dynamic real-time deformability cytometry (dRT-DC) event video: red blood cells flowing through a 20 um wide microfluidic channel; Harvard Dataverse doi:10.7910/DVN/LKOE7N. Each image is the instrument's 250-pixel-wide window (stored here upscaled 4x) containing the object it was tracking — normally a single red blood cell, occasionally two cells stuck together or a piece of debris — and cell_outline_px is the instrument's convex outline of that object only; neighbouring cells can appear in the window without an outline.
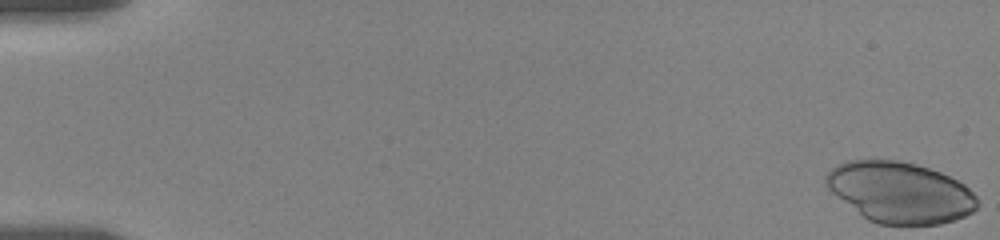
{"species": "human", "species_latin": "Homo sapiens", "temperature_condition": "room temperature", "stored_images_in_passage": 13, "camera_frame_rate_fps": 3000, "um_per_image_px": 0.085, "donor": {"sex": "female"}, "frame": {"image": 1, "passage_image": 1, "time_ms": 0.0, "image_size_px": [1000, 240], "cell_outline_px": [[976, 208], [972, 212], [956, 220], [940, 224], [880, 224], [868, 220], [832, 192], [828, 188], [824, 180], [824, 176], [836, 164], [848, 160], [900, 160], [916, 164], [940, 172], [964, 184], [976, 196]], "centroid_in_image_um": [76.49, 16.34], "position_along_channel_um": 8.5, "area_um2": 53.35}}
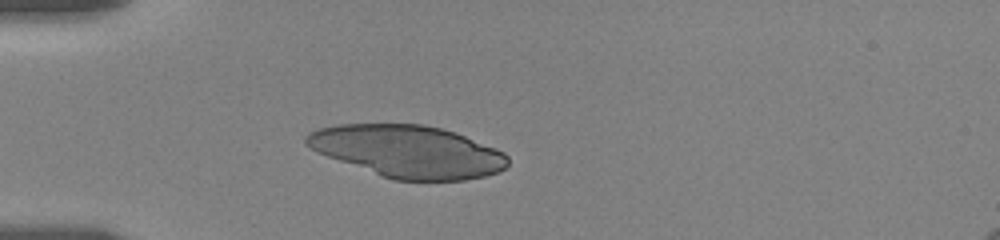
{"frame": {"image": 2, "passage_image": 6, "time_ms": 5.333, "image_size_px": [1000, 240], "cell_outline_px": [[508, 164], [504, 168], [496, 172], [484, 176], [464, 180], [392, 180], [380, 176], [328, 156], [304, 144], [304, 136], [308, 132], [320, 128], [340, 124], [424, 124], [456, 132], [496, 148], [504, 152], [508, 156]], "centroid_in_image_um": [34.68, 12.86], "position_along_channel_um": 50.3, "area_um2": 61.09}}